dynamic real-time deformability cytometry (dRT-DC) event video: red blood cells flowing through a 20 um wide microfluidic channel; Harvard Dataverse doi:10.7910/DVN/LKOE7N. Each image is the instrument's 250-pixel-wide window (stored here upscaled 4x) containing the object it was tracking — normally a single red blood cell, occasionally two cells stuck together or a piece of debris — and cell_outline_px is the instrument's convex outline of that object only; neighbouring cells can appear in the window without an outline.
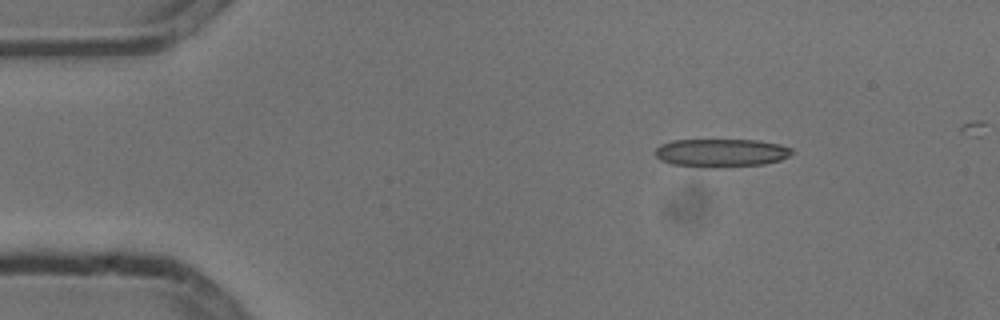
{"species": "common noctule bat (a hibernating species)", "species_latin": "Nyctalus noctula", "temperature_condition": "cold", "stored_images_in_passage": 3, "camera_frame_rate_fps": 3000, "um_per_image_px": 0.085, "animal": {"sex": "male", "body_mass_g": 13.3}, "frame": {"image": 1, "passage_image": 1, "time_ms": 0.0, "image_size_px": [1000, 320], "cell_outline_px": [[792, 152], [788, 156], [780, 160], [764, 164], [720, 168], [704, 168], [672, 164], [660, 160], [656, 156], [656, 148], [660, 144], [672, 140], [760, 140], [780, 144], [792, 148]], "centroid_in_image_um": [61.29, 13.0], "position_along_channel_um": 23.7, "area_um2": 22.77}}